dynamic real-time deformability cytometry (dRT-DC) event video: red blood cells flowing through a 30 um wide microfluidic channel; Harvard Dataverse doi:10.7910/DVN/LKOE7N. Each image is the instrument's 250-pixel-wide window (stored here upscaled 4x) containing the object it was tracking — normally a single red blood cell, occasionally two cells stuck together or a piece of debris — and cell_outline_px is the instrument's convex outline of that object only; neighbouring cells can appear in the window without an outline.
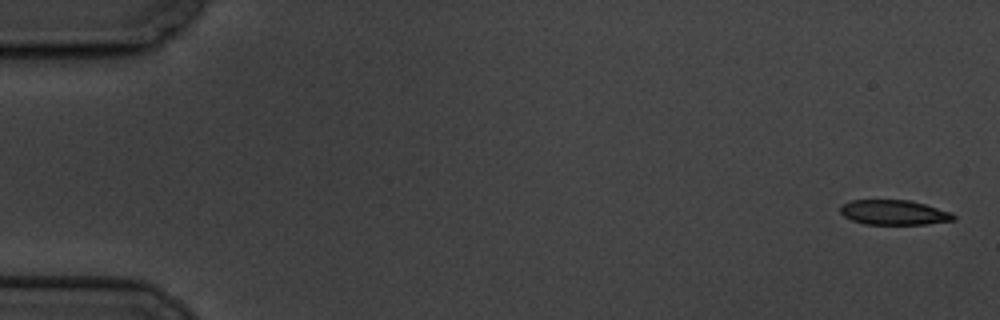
{"species": "common noctule bat (a hibernating species)", "species_latin": "Nyctalus noctula", "temperature_condition": "cold", "stored_images_in_passage": 5, "camera_frame_rate_fps": 3000, "um_per_image_px": 0.085, "animal": {"sex": "male", "body_mass_g": 19.5, "forearm_length_mm": 54.6}, "frame": {"image": 1, "passage_image": 1, "time_ms": 0.0, "image_size_px": [1000, 320], "cell_outline_px": [[956, 220], [928, 224], [864, 224], [852, 220], [844, 216], [840, 212], [840, 208], [844, 204], [852, 200], [908, 200], [924, 204], [952, 212], [956, 216]], "centroid_in_image_um": [76.02, 18.06], "position_along_channel_um": 9.0, "area_um2": 16.36}}
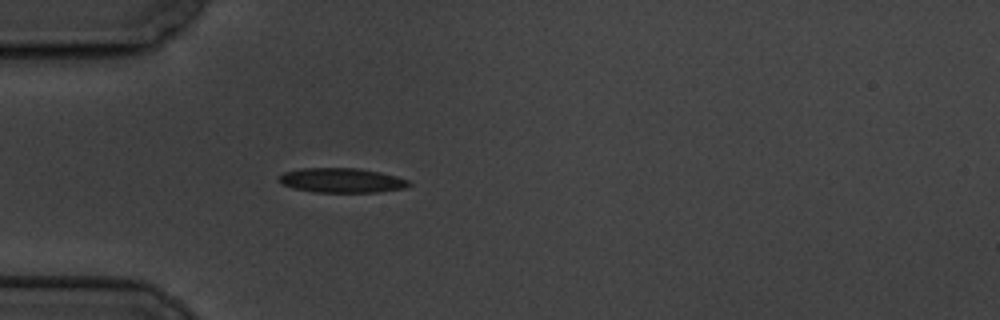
{"frame": {"image": 2, "passage_image": 5, "time_ms": 5.333, "image_size_px": [1000, 320], "cell_outline_px": [[412, 184], [404, 188], [376, 192], [316, 192], [296, 188], [280, 184], [276, 176], [284, 172], [300, 168], [360, 168], [380, 172], [396, 176], [408, 180]], "centroid_in_image_um": [29.01, 15.32], "position_along_channel_um": 56.0, "area_um2": 18.67}}